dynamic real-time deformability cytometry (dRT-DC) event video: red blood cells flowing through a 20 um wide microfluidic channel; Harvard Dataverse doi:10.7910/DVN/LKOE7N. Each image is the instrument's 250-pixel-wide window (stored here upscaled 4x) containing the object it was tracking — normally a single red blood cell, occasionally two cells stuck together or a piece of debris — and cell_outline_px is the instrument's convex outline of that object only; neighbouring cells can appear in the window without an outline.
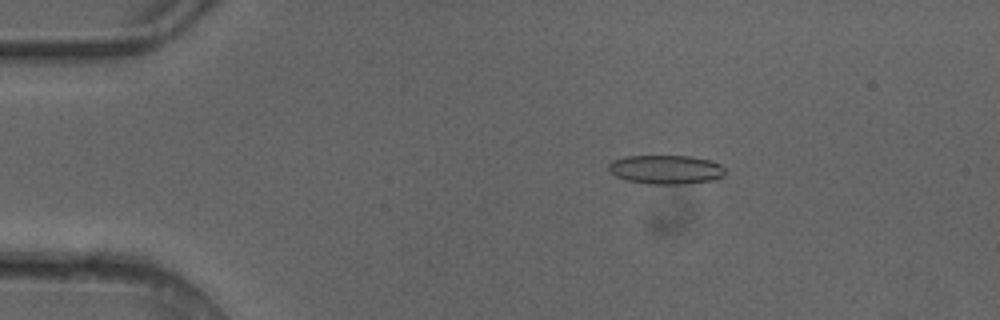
{"species": "common noctule bat (a hibernating species)", "species_latin": "Nyctalus noctula", "temperature_condition": "cold", "stored_images_in_passage": 4, "camera_frame_rate_fps": 3000, "um_per_image_px": 0.085, "animal": {"sex": "female"}, "frame": {"image": 1, "passage_image": 1, "time_ms": 0.0, "image_size_px": [1000, 320], "cell_outline_px": [[724, 176], [716, 180], [684, 184], [648, 184], [624, 180], [616, 176], [608, 168], [608, 164], [612, 160], [624, 156], [688, 156], [712, 160], [720, 164], [724, 168]], "centroid_in_image_um": [56.61, 14.41], "position_along_channel_um": 28.4, "area_um2": 19.94}}
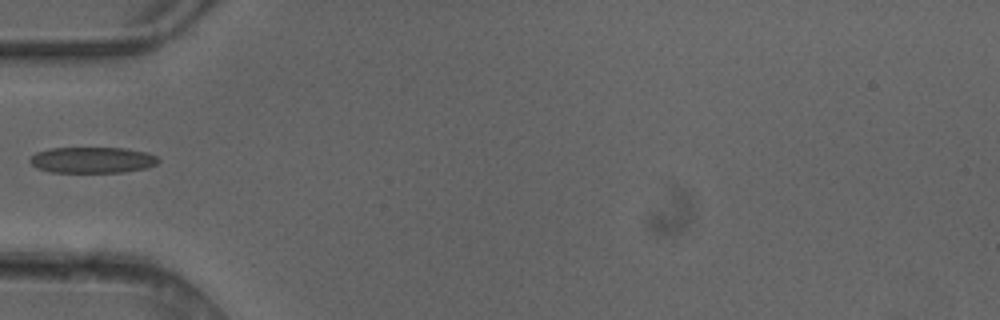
{"frame": {"image": 2, "passage_image": 3, "time_ms": 0.667, "image_size_px": [1000, 320], "cell_outline_px": [[160, 160], [156, 164], [148, 168], [124, 172], [48, 172], [36, 168], [28, 160], [36, 152], [48, 148], [124, 148], [148, 152], [156, 156]], "centroid_in_image_um": [7.85, 13.6], "position_along_channel_um": 77.2, "area_um2": 19.65}}
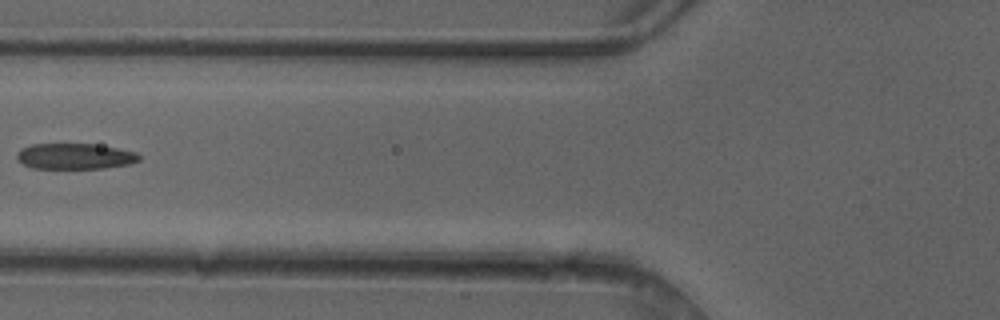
{"frame": {"image": 3, "passage_image": 4, "time_ms": 1.0, "image_size_px": [1000, 320], "cell_outline_px": [[140, 160], [132, 164], [104, 168], [32, 168], [16, 160], [16, 152], [20, 148], [32, 144], [96, 144], [136, 152], [140, 156]], "centroid_in_image_um": [6.35, 13.28], "position_along_channel_um": 119.5, "area_um2": 18.5}}